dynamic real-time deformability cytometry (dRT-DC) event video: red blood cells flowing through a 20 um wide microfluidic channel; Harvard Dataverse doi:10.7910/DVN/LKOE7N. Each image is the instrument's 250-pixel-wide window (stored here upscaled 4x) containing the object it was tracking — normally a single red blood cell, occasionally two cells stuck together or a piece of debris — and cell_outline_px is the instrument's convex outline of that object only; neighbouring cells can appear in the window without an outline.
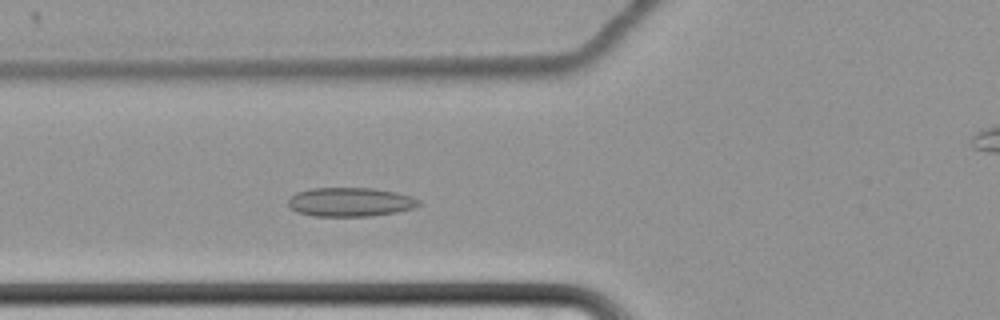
{"species": "common noctule bat (a hibernating species)", "species_latin": "Nyctalus noctula", "temperature_condition": "cold", "stored_images_in_passage": 58, "camera_frame_rate_fps": 3000, "um_per_image_px": 0.085, "animal": {"sex": "female", "body_mass_g": 22.7, "forearm_length_mm": 54.2}, "frame": {"image": 1, "passage_image": 19, "time_ms": 6.0, "image_size_px": [1000, 320], "cell_outline_px": [[420, 204], [412, 208], [396, 212], [368, 216], [316, 216], [296, 212], [288, 208], [288, 200], [296, 192], [312, 188], [372, 188], [396, 192], [412, 196], [420, 200]], "centroid_in_image_um": [29.74, 17.17], "position_along_channel_um": 96.1, "area_um2": 22.08}}
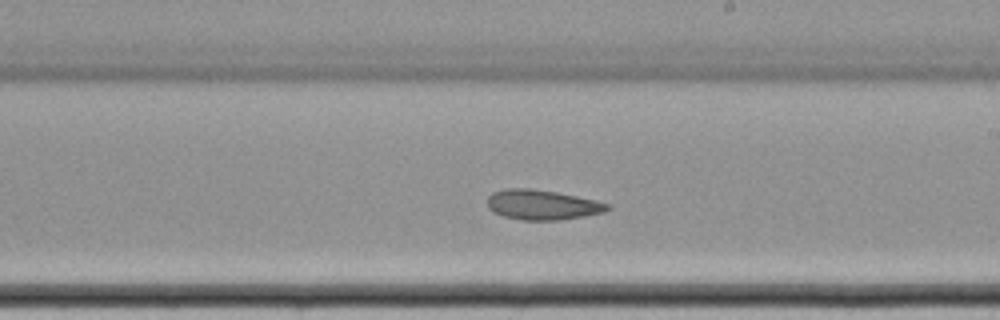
{"frame": {"image": 2, "passage_image": 32, "time_ms": 10.333, "image_size_px": [1000, 320], "cell_outline_px": [[612, 208], [604, 212], [584, 216], [560, 220], [520, 220], [504, 216], [492, 212], [488, 208], [488, 196], [492, 192], [504, 188], [528, 188], [556, 192], [596, 200], [612, 204]], "centroid_in_image_um": [46.1, 17.41], "position_along_channel_um": 242.9, "area_um2": 21.15}}
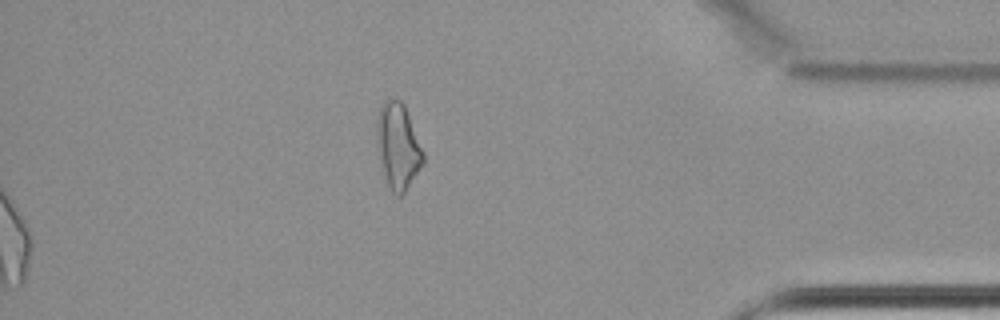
{"frame": {"image": 3, "passage_image": 58, "time_ms": 19.0, "image_size_px": [1000, 320], "cell_outline_px": [[424, 164], [404, 196], [396, 196], [392, 192], [384, 176], [376, 140], [376, 120], [380, 108], [384, 100], [400, 100], [404, 104], [424, 152]], "centroid_in_image_um": [33.85, 12.47], "position_along_channel_um": 401.4, "area_um2": 23.41}}